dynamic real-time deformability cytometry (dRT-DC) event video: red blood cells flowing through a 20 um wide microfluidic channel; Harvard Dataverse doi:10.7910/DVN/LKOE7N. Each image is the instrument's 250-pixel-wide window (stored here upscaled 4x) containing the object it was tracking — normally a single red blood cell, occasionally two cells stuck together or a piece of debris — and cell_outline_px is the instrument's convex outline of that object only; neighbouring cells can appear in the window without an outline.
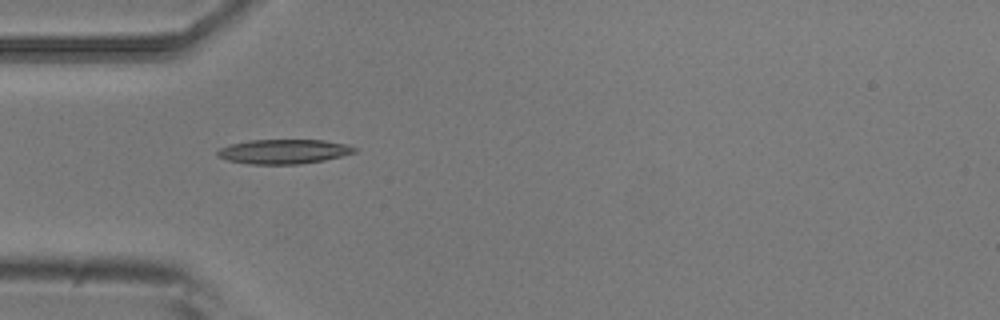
{"species": "common noctule bat (a hibernating species)", "species_latin": "Nyctalus noctula", "temperature_condition": "room temperature", "stored_images_in_passage": 6, "camera_frame_rate_fps": 3000, "um_per_image_px": 0.085, "animal": {"sex": "male", "body_mass_g": 20.5, "forearm_length_mm": 52.5}, "frame": {"image": 1, "passage_image": 5, "time_ms": 1.333, "image_size_px": [1000, 320], "cell_outline_px": [[360, 148], [356, 152], [324, 160], [300, 164], [248, 164], [228, 160], [216, 156], [216, 152], [220, 148], [232, 144], [248, 140], [324, 140], [348, 144]], "centroid_in_image_um": [24.15, 12.88], "position_along_channel_um": 60.9, "area_um2": 19.65}}
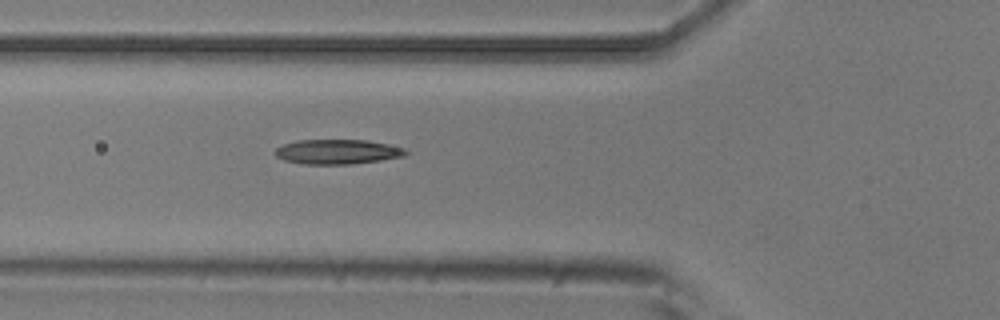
{"frame": {"image": 2, "passage_image": 6, "time_ms": 1.667, "image_size_px": [1000, 320], "cell_outline_px": [[408, 152], [404, 156], [380, 160], [348, 164], [304, 164], [284, 160], [276, 156], [276, 148], [284, 144], [300, 140], [368, 140], [388, 144], [404, 148]], "centroid_in_image_um": [28.69, 12.89], "position_along_channel_um": 97.1, "area_um2": 18.61}}